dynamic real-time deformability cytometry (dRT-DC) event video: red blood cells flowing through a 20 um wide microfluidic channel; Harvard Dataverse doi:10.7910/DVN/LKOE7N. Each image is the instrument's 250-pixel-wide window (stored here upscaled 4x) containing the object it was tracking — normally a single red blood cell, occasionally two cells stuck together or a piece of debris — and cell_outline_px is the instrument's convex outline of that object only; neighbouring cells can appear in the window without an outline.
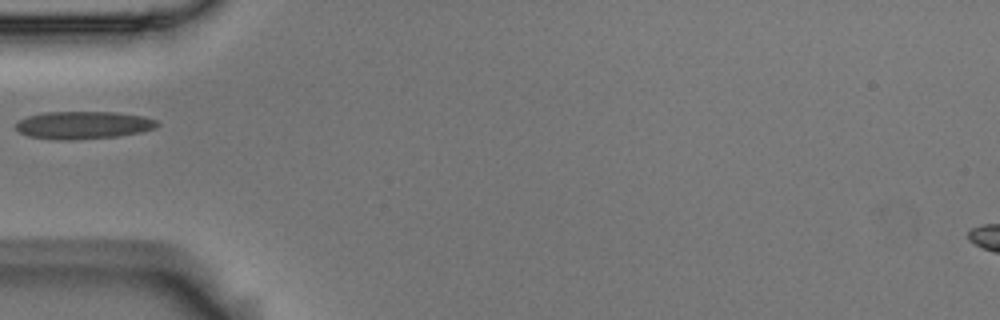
{"species": "Egyptian fruit bat (a non-hibernating species)", "species_latin": "Rousettus aegyptiacus", "temperature_condition": "room temperature", "stored_images_in_passage": 16, "camera_frame_rate_fps": 3000, "um_per_image_px": 0.085, "animal": {"sex": "male"}, "frame": {"image": 1, "passage_image": 1, "time_ms": 0.0, "image_size_px": [1000, 320], "cell_outline_px": [[160, 124], [156, 128], [140, 132], [120, 136], [72, 140], [56, 140], [28, 136], [20, 132], [16, 128], [16, 124], [20, 120], [28, 116], [44, 112], [116, 112], [144, 116], [156, 120]], "centroid_in_image_um": [7.11, 10.64], "position_along_channel_um": 77.9, "area_um2": 22.89}}